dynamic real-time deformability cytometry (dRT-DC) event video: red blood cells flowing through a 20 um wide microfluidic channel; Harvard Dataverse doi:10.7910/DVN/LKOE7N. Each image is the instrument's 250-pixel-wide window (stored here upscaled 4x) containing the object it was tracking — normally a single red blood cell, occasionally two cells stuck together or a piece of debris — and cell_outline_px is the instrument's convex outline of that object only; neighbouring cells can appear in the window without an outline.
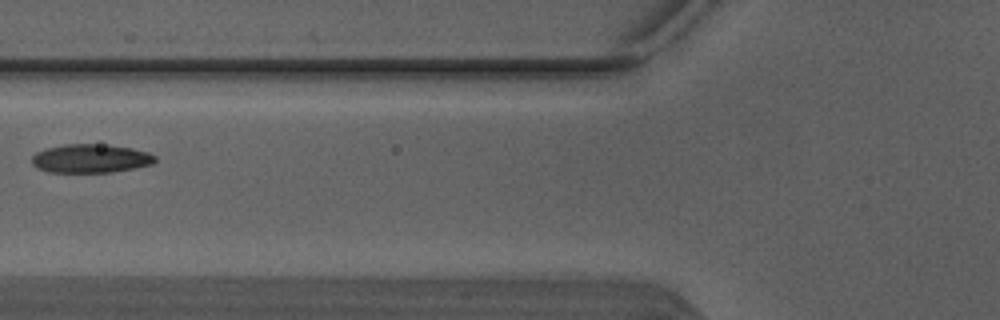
{"species": "Egyptian fruit bat (a non-hibernating species)", "species_latin": "Rousettus aegyptiacus", "temperature_condition": "warm", "stored_images_in_passage": 3, "camera_frame_rate_fps": 3000, "um_per_image_px": 0.085, "animal": {"sex": "male"}, "frame": {"image": 1, "passage_image": 3, "time_ms": 0.667, "image_size_px": [1000, 320], "cell_outline_px": [[156, 160], [152, 164], [112, 172], [48, 172], [36, 168], [32, 164], [32, 156], [36, 152], [44, 148], [64, 144], [108, 144], [132, 148], [148, 152], [156, 156]], "centroid_in_image_um": [7.67, 13.46], "position_along_channel_um": 118.1, "area_um2": 20.75}}